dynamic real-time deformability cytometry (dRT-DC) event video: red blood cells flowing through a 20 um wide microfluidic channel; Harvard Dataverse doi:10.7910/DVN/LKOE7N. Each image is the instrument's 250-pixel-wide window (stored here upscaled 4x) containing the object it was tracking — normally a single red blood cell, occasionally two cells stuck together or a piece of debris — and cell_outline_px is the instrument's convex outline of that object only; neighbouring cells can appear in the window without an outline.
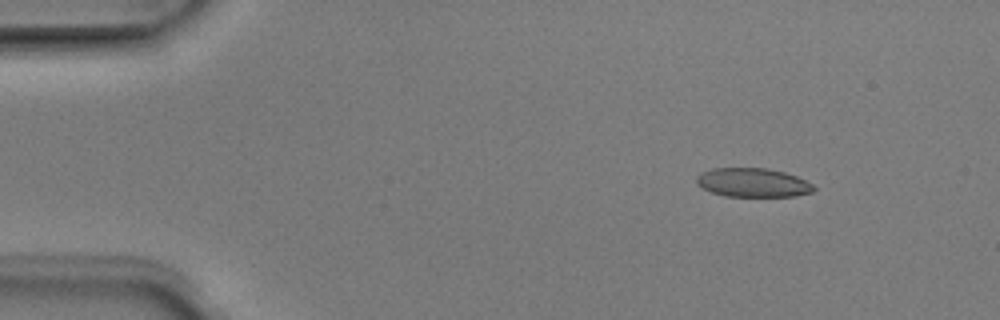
{"species": "Egyptian fruit bat (a non-hibernating species)", "species_latin": "Rousettus aegyptiacus", "temperature_condition": "room temperature", "stored_images_in_passage": 8, "camera_frame_rate_fps": 3000, "um_per_image_px": 0.085, "animal": {"sex": "male"}, "frame": {"image": 1, "passage_image": 2, "time_ms": 0.333, "image_size_px": [1000, 320], "cell_outline_px": [[816, 188], [812, 192], [796, 196], [724, 196], [712, 192], [696, 184], [696, 176], [700, 172], [712, 168], [768, 168], [784, 172], [796, 176], [812, 184]], "centroid_in_image_um": [63.97, 15.51], "position_along_channel_um": 21.0, "area_um2": 19.77}}
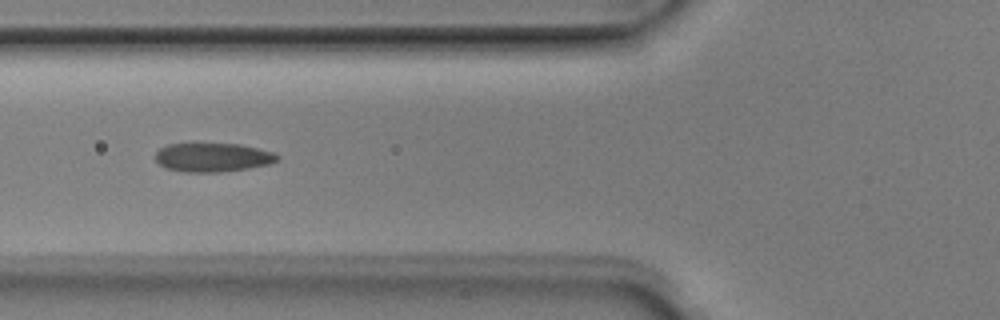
{"frame": {"image": 2, "passage_image": 5, "time_ms": 1.333, "image_size_px": [1000, 320], "cell_outline_px": [[280, 156], [276, 160], [268, 164], [248, 168], [220, 172], [184, 172], [164, 168], [156, 160], [156, 152], [160, 148], [168, 144], [196, 140], [240, 144], [272, 152]], "centroid_in_image_um": [18.0, 13.32], "position_along_channel_um": 107.8, "area_um2": 21.33}}
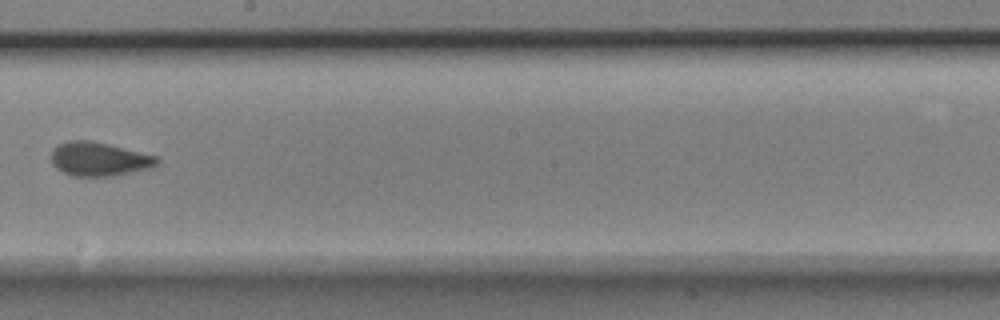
{"frame": {"image": 3, "passage_image": 8, "time_ms": 2.333, "image_size_px": [1000, 320], "cell_outline_px": [[160, 164], [152, 168], [112, 176], [72, 176], [56, 168], [52, 164], [52, 148], [56, 144], [68, 140], [92, 140], [156, 156], [160, 160]], "centroid_in_image_um": [8.42, 13.51], "position_along_channel_um": 239.8, "area_um2": 21.04}}